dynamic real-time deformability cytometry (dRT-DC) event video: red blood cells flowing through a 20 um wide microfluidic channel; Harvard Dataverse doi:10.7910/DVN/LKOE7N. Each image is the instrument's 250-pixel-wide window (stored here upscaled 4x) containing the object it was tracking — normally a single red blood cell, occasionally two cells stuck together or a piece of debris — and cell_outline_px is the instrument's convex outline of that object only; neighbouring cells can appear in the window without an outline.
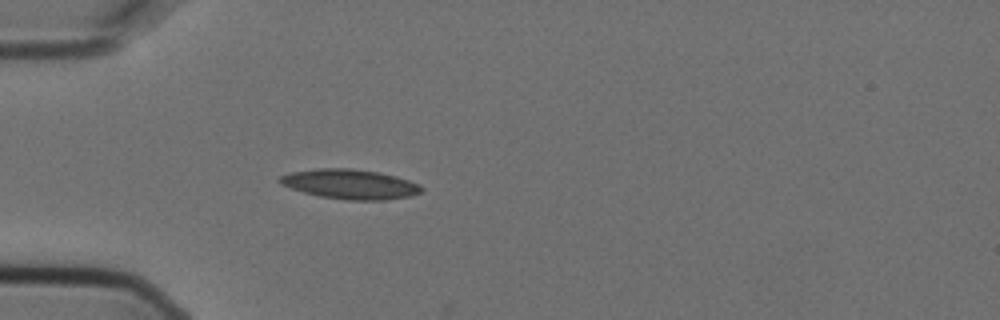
{"species": "Egyptian fruit bat (a non-hibernating species)", "species_latin": "Rousettus aegyptiacus", "temperature_condition": "cold", "stored_images_in_passage": 1, "camera_frame_rate_fps": 3000, "um_per_image_px": 0.085, "animal": {"sex": "female"}, "frame": {"image": 1, "passage_image": 1, "time_ms": 0.0, "image_size_px": [1000, 320], "cell_outline_px": [[424, 188], [420, 192], [408, 196], [384, 200], [348, 200], [320, 196], [304, 192], [280, 184], [276, 180], [280, 176], [292, 172], [320, 168], [352, 168], [380, 172], [396, 176], [420, 184]], "centroid_in_image_um": [29.76, 15.64], "position_along_channel_um": 55.2, "area_um2": 24.45}}